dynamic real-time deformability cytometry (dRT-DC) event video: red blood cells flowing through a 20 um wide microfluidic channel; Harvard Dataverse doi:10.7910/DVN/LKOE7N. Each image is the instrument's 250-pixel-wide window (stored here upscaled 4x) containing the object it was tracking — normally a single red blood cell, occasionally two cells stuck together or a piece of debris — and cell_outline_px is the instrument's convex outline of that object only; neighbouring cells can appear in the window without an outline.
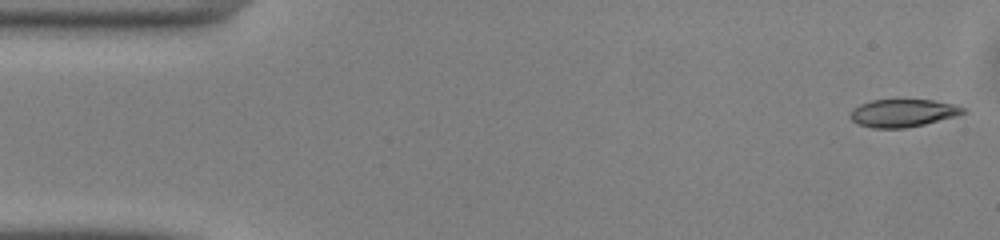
{"species": "common noctule bat (a hibernating species)", "species_latin": "Nyctalus noctula", "temperature_condition": "warm", "stored_images_in_passage": 49, "camera_frame_rate_fps": 3000, "um_per_image_px": 0.085, "animal": {"sex": "male", "body_mass_g": 13.0, "forearm_length_mm": 53.1}, "frame": {"image": 1, "passage_image": 1, "time_ms": 0.0, "image_size_px": [1000, 240], "cell_outline_px": [[968, 112], [956, 116], [924, 124], [904, 128], [872, 128], [860, 124], [852, 120], [848, 116], [852, 108], [860, 104], [872, 100], [932, 100], [952, 104], [968, 108]], "centroid_in_image_um": [76.75, 9.6], "position_along_channel_um": 8.2, "area_um2": 18.26}}
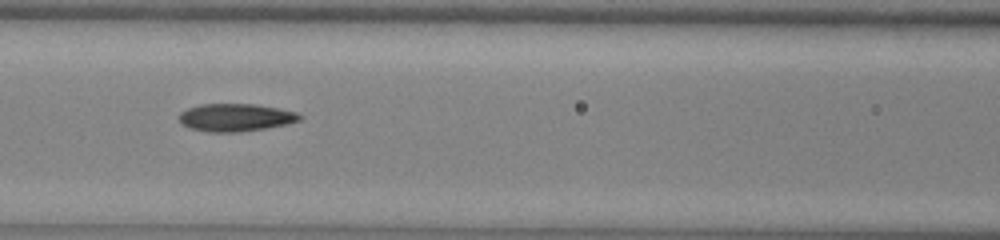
{"frame": {"image": 2, "passage_image": 20, "time_ms": 6.333, "image_size_px": [1000, 240], "cell_outline_px": [[304, 116], [300, 120], [288, 124], [268, 128], [240, 132], [208, 132], [192, 128], [184, 124], [180, 120], [180, 112], [188, 108], [200, 104], [252, 104], [280, 108], [296, 112]], "centroid_in_image_um": [20.09, 9.98], "position_along_channel_um": 146.5, "area_um2": 19.48}}
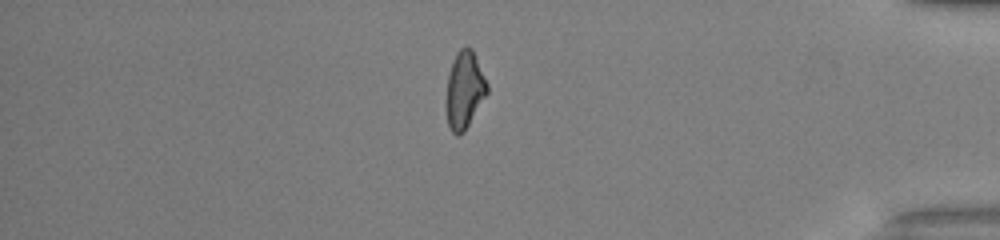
{"frame": {"image": 3, "passage_image": 41, "time_ms": 13.333, "image_size_px": [1000, 240], "cell_outline_px": [[488, 92], [464, 132], [460, 136], [456, 136], [448, 128], [444, 104], [448, 76], [452, 60], [456, 52], [464, 44], [468, 44], [472, 48], [488, 84]], "centroid_in_image_um": [39.44, 7.65], "position_along_channel_um": 395.8, "area_um2": 19.02}, "authors_computed_cell_mechanics": {"area_um2": 19.0162, "velocity_mm_per_s": 4.1392, "shape_relaxation_time_tau1_ms": 5.981, "shape_relaxation_time_tau2_ms": 4.2167, "deformation_change_tau1": 0.1848, "deformation_change_tau2": 0.1364}}